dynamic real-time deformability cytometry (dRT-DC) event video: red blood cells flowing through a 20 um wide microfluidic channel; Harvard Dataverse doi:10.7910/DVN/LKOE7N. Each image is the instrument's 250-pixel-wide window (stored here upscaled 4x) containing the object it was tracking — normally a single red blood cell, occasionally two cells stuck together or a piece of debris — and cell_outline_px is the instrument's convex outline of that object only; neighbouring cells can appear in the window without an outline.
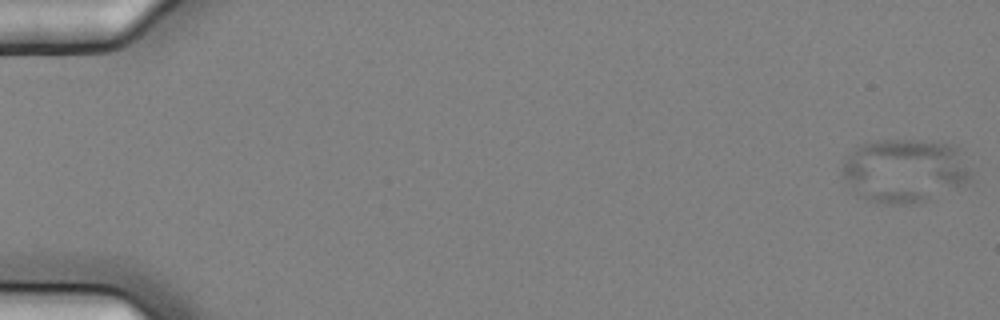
{"species": "common noctule bat (a hibernating species)", "species_latin": "Nyctalus noctula", "temperature_condition": "cold", "stored_images_in_passage": 6, "camera_frame_rate_fps": 3000, "um_per_image_px": 0.085, "animal": {"sex": "female", "body_mass_g": 25.1}, "frame": {"image": 1, "passage_image": 1, "time_ms": 0.0, "image_size_px": [1000, 320], "cell_outline_px": [[968, 180], [920, 200], [904, 204], [884, 204], [868, 200], [856, 196], [840, 172], [840, 168], [844, 160], [856, 148], [864, 144], [880, 140], [912, 140], [948, 144], [960, 148], [968, 168]], "centroid_in_image_um": [76.78, 14.48], "position_along_channel_um": 8.2, "area_um2": 46.47}}
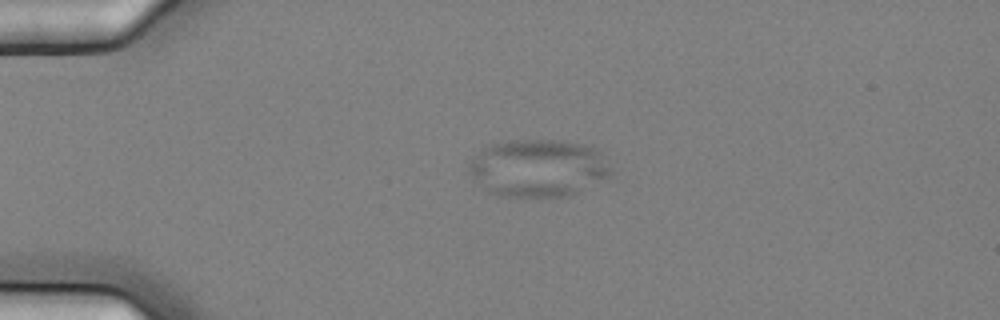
{"frame": {"image": 2, "passage_image": 5, "time_ms": 1.333, "image_size_px": [1000, 320], "cell_outline_px": [[616, 172], [568, 196], [504, 196], [488, 192], [468, 172], [468, 168], [472, 156], [484, 144], [512, 140], [564, 140], [584, 144], [596, 148], [600, 152]], "centroid_in_image_um": [45.72, 14.24], "position_along_channel_um": 39.3, "area_um2": 47.92}}